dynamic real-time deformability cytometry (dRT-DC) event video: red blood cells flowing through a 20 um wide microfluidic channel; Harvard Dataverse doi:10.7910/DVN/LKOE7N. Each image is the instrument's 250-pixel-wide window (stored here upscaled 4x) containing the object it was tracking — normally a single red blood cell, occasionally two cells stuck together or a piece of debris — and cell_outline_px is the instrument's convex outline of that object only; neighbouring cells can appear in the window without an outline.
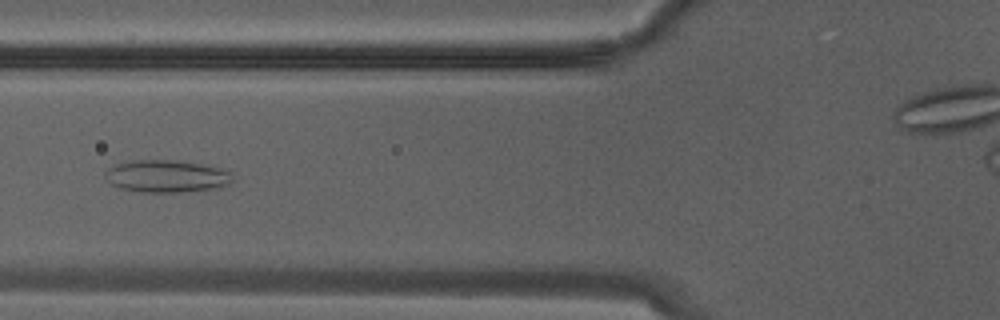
{"species": "Egyptian fruit bat (a non-hibernating species)", "species_latin": "Rousettus aegyptiacus", "temperature_condition": "warm", "stored_images_in_passage": 8, "camera_frame_rate_fps": 3000, "um_per_image_px": 0.085, "animal": {"sex": "male"}, "frame": {"image": 1, "passage_image": 5, "time_ms": 1.333, "image_size_px": [1000, 320], "cell_outline_px": [[232, 180], [228, 184], [220, 188], [180, 192], [140, 192], [120, 188], [112, 184], [104, 176], [104, 172], [112, 164], [132, 160], [172, 160], [200, 164], [220, 168], [232, 172]], "centroid_in_image_um": [14.13, 14.98], "position_along_channel_um": 111.7, "area_um2": 24.16}}